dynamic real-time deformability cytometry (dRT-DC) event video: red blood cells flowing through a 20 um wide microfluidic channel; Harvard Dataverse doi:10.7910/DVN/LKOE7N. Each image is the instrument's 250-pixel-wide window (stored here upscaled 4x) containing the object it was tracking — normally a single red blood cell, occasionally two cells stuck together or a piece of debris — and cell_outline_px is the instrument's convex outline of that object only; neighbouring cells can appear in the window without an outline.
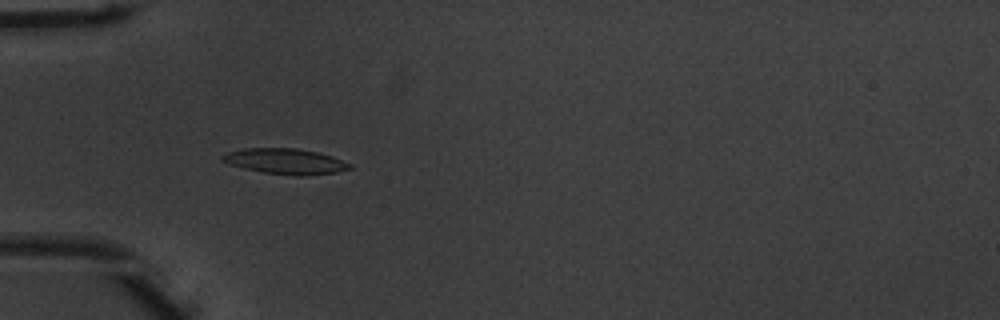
{"species": "common noctule bat (a hibernating species)", "species_latin": "Nyctalus noctula", "temperature_condition": "warm", "stored_images_in_passage": 54, "camera_frame_rate_fps": 3000, "um_per_image_px": 0.085, "animal": {"sex": "male", "body_mass_g": 20.1, "forearm_length_mm": 53.5}, "frame": {"image": 1, "passage_image": 18, "time_ms": 5.667, "image_size_px": [1000, 320], "cell_outline_px": [[352, 168], [336, 172], [300, 176], [296, 176], [264, 172], [244, 168], [228, 164], [220, 160], [220, 156], [228, 152], [244, 148], [296, 148], [316, 152], [332, 156], [352, 164]], "centroid_in_image_um": [24.23, 13.71], "position_along_channel_um": 60.8, "area_um2": 18.9}}
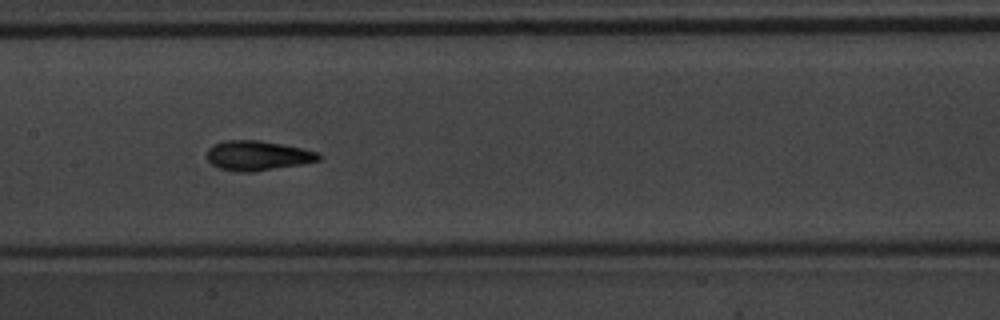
{"frame": {"image": 2, "passage_image": 28, "time_ms": 9.0, "image_size_px": [1000, 320], "cell_outline_px": [[320, 160], [300, 164], [252, 172], [240, 172], [220, 168], [212, 164], [208, 160], [208, 148], [212, 144], [224, 140], [260, 140], [320, 152]], "centroid_in_image_um": [21.87, 13.21], "position_along_channel_um": 185.5, "area_um2": 19.19}}
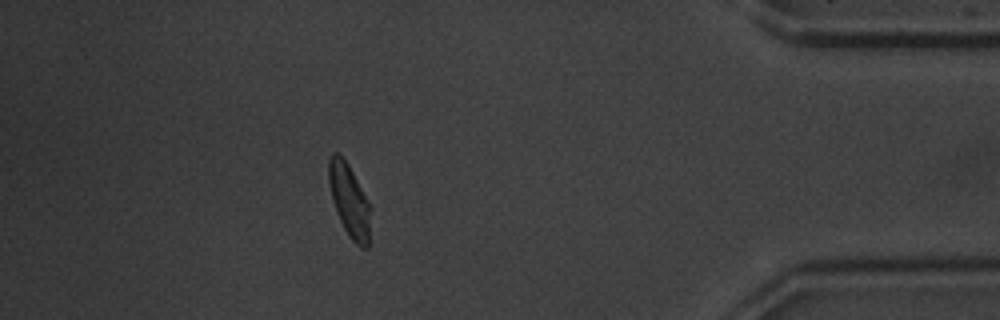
{"frame": {"image": 3, "passage_image": 48, "time_ms": 15.667, "image_size_px": [1000, 320], "cell_outline_px": [[372, 208], [368, 248], [360, 248], [348, 236], [336, 212], [332, 200], [328, 180], [328, 160], [332, 152], [336, 152], [348, 164], [368, 200]], "centroid_in_image_um": [29.71, 17.08], "position_along_channel_um": 405.5, "area_um2": 17.98}, "authors_computed_cell_mechanics": {"area_um2": 18.207, "velocity_mm_per_s": 3.8972, "shape_relaxation_time_tau1_ms": 2.9654, "shape_relaxation_time_tau2_ms": 1.0979, "deformation_change_tau1": 0.1405, "deformation_change_tau2": 0.0734}}